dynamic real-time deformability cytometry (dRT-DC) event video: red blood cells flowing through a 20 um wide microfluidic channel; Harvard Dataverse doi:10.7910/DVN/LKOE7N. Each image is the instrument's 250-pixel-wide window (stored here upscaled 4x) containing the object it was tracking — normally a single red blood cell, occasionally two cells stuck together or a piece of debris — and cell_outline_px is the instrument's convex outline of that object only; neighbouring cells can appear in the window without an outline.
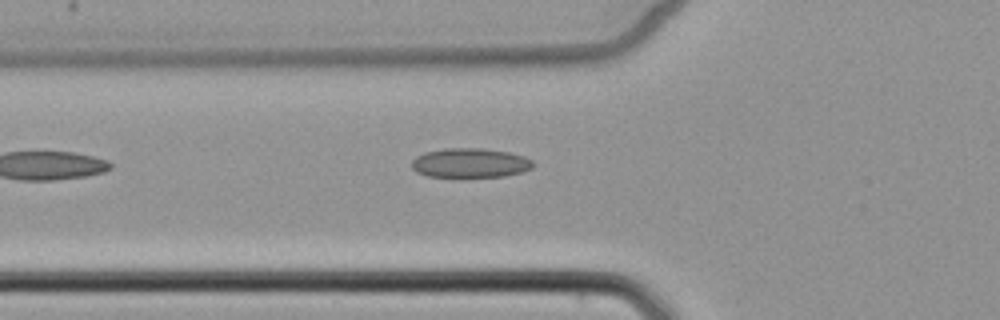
{"species": "common noctule bat (a hibernating species)", "species_latin": "Nyctalus noctula", "temperature_condition": "cold", "stored_images_in_passage": 5, "camera_frame_rate_fps": 3000, "um_per_image_px": 0.085, "animal": {"sex": "female", "body_mass_g": 22.7, "forearm_length_mm": 54.2}, "frame": {"image": 1, "passage_image": 5, "time_ms": 6.0, "image_size_px": [1000, 320], "cell_outline_px": [[536, 164], [532, 168], [520, 172], [504, 176], [460, 180], [428, 176], [416, 172], [412, 168], [412, 160], [416, 156], [424, 152], [444, 148], [480, 148], [508, 152], [524, 156], [532, 160]], "centroid_in_image_um": [39.93, 13.9], "position_along_channel_um": 85.9, "area_um2": 21.79}}